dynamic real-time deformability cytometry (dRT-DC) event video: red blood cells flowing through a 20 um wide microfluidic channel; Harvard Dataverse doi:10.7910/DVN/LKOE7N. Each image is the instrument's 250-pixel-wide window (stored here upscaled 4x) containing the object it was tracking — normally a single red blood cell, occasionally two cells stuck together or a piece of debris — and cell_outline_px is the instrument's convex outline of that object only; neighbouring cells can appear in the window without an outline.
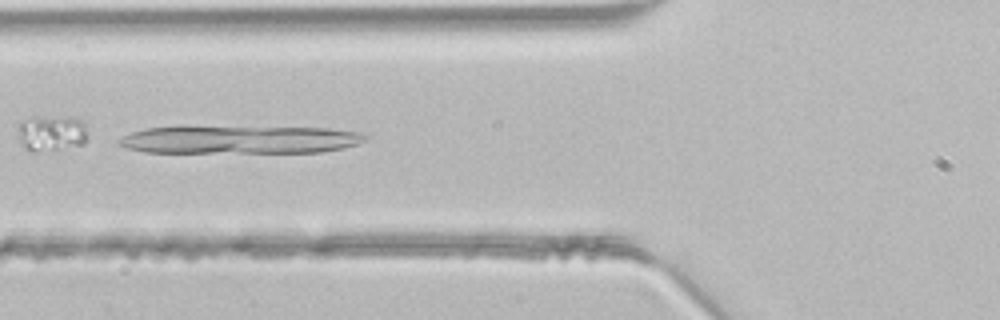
{"species": "common noctule bat (a hibernating species)", "species_latin": "Nyctalus noctula", "temperature_condition": "room temperature", "stored_images_in_passage": 33, "camera_frame_rate_fps": 3000, "um_per_image_px": 0.085, "animal": {"sex": "male", "body_mass_g": 21.5, "forearm_length_mm": 52.0}, "frame": {"image": 1, "passage_image": 17, "time_ms": 5.333, "image_size_px": [1000, 320], "cell_outline_px": [[368, 140], [360, 144], [344, 148], [320, 152], [144, 152], [128, 148], [116, 144], [116, 140], [132, 132], [144, 128], [180, 124], [184, 124], [328, 128], [360, 132], [368, 136]], "centroid_in_image_um": [20.32, 11.82], "position_along_channel_um": 105.5, "area_um2": 42.14}}
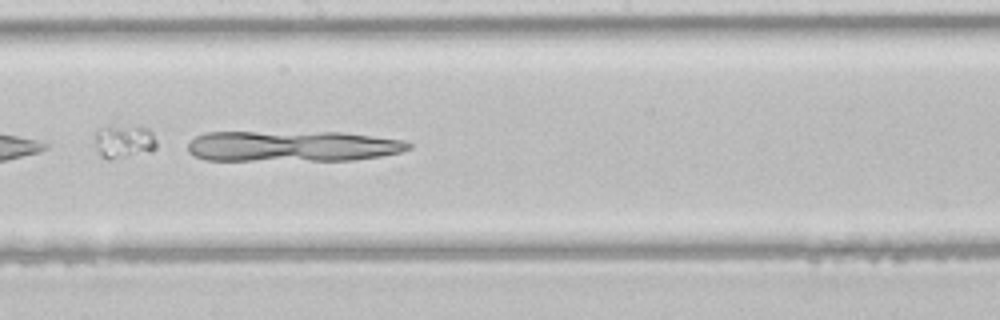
{"frame": {"image": 2, "passage_image": 25, "time_ms": 8.0, "image_size_px": [1000, 320], "cell_outline_px": [[412, 148], [400, 152], [380, 156], [352, 160], [204, 160], [188, 152], [188, 144], [196, 136], [204, 132], [340, 132], [400, 140], [412, 144]], "centroid_in_image_um": [24.81, 12.42], "position_along_channel_um": 223.4, "area_um2": 39.54}}
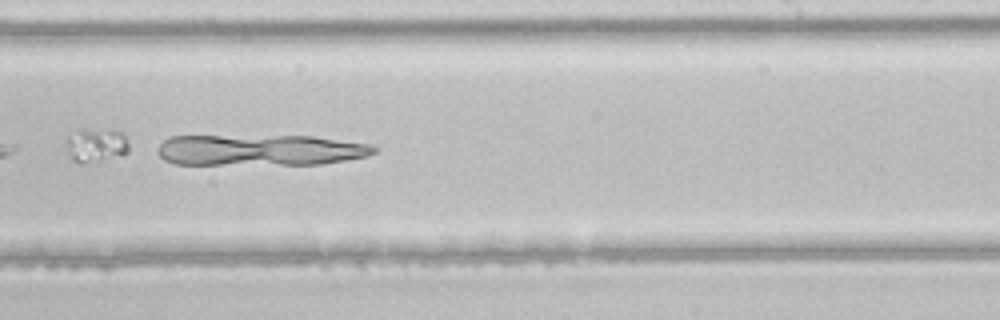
{"frame": {"image": 3, "passage_image": 28, "time_ms": 9.0, "image_size_px": [1000, 320], "cell_outline_px": [[376, 152], [368, 156], [320, 164], [176, 164], [164, 160], [156, 152], [156, 148], [168, 136], [312, 136], [372, 144], [376, 148]], "centroid_in_image_um": [22.09, 12.75], "position_along_channel_um": 266.9, "area_um2": 39.36}}